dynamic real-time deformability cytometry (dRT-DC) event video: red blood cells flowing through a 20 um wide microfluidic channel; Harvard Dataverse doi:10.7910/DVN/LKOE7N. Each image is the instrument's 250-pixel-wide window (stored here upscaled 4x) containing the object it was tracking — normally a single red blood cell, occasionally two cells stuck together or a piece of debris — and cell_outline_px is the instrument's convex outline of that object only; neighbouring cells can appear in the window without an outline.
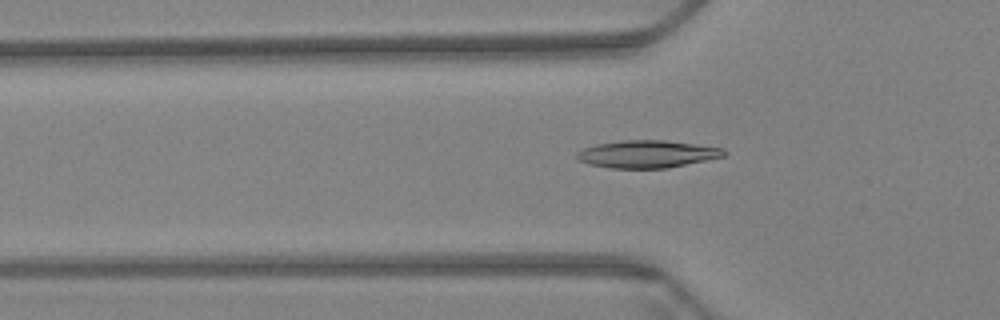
{"species": "Egyptian fruit bat (a non-hibernating species)", "species_latin": "Rousettus aegyptiacus", "temperature_condition": "warm", "stored_images_in_passage": 60, "camera_frame_rate_fps": 3000, "um_per_image_px": 0.085, "animal": {"sex": "female"}, "frame": {"image": 1, "passage_image": 20, "time_ms": 6.333, "image_size_px": [1000, 320], "cell_outline_px": [[728, 152], [724, 156], [668, 168], [612, 168], [588, 164], [580, 160], [576, 156], [576, 152], [584, 148], [596, 144], [620, 140], [664, 140], [724, 148]], "centroid_in_image_um": [55.0, 13.09], "position_along_channel_um": 70.8, "area_um2": 23.47}}
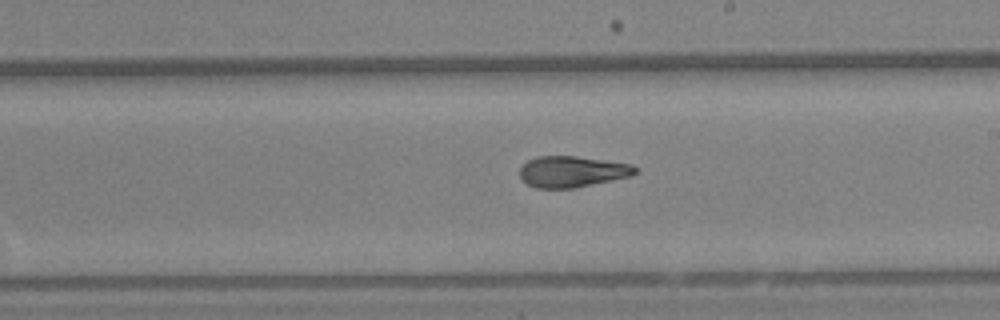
{"frame": {"image": 2, "passage_image": 35, "time_ms": 11.333, "image_size_px": [1000, 320], "cell_outline_px": [[636, 172], [632, 176], [576, 188], [536, 188], [528, 184], [520, 176], [520, 168], [528, 160], [536, 156], [576, 156], [632, 164], [636, 168]], "centroid_in_image_um": [48.64, 14.59], "position_along_channel_um": 240.4, "area_um2": 20.92}}
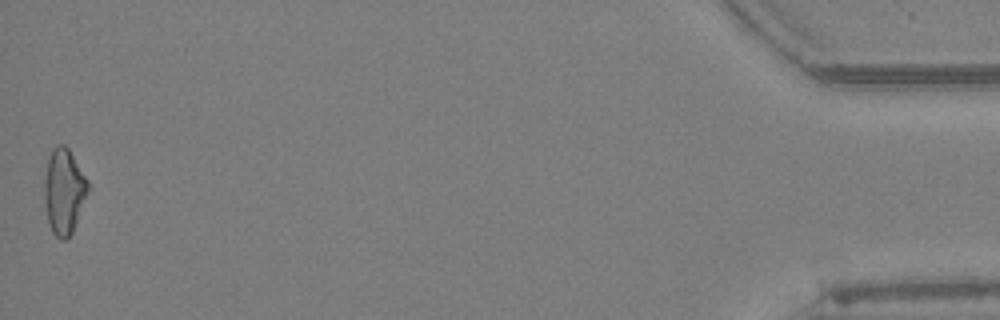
{"frame": {"image": 3, "passage_image": 60, "time_ms": 19.667, "image_size_px": [1000, 320], "cell_outline_px": [[92, 188], [72, 232], [64, 240], [60, 240], [52, 232], [48, 220], [44, 200], [44, 184], [48, 156], [52, 148], [56, 144], [64, 144], [68, 148], [88, 180]], "centroid_in_image_um": [5.46, 16.24], "position_along_channel_um": 429.7, "area_um2": 22.08}, "authors_computed_cell_mechanics": {"area_um2": 21.5594, "velocity_mm_per_s": 3.3963, "shape_relaxation_time_tau1_ms": 7.1476, "shape_relaxation_time_tau2_ms": 2.5207, "deformation_change_tau1": 0.2308, "deformation_change_tau2": 0.0931}}